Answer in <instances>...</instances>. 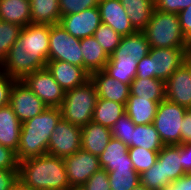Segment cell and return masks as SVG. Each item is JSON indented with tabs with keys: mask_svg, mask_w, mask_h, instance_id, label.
<instances>
[{
	"mask_svg": "<svg viewBox=\"0 0 191 190\" xmlns=\"http://www.w3.org/2000/svg\"><path fill=\"white\" fill-rule=\"evenodd\" d=\"M18 178L32 190H72L64 159L49 154L19 162Z\"/></svg>",
	"mask_w": 191,
	"mask_h": 190,
	"instance_id": "1",
	"label": "cell"
},
{
	"mask_svg": "<svg viewBox=\"0 0 191 190\" xmlns=\"http://www.w3.org/2000/svg\"><path fill=\"white\" fill-rule=\"evenodd\" d=\"M58 107H47L41 114L22 123L16 151L19 162L47 154L52 131L61 119Z\"/></svg>",
	"mask_w": 191,
	"mask_h": 190,
	"instance_id": "2",
	"label": "cell"
},
{
	"mask_svg": "<svg viewBox=\"0 0 191 190\" xmlns=\"http://www.w3.org/2000/svg\"><path fill=\"white\" fill-rule=\"evenodd\" d=\"M149 51L150 45L143 32L123 36L103 71L115 80L130 85L136 77L138 61Z\"/></svg>",
	"mask_w": 191,
	"mask_h": 190,
	"instance_id": "3",
	"label": "cell"
},
{
	"mask_svg": "<svg viewBox=\"0 0 191 190\" xmlns=\"http://www.w3.org/2000/svg\"><path fill=\"white\" fill-rule=\"evenodd\" d=\"M97 98L95 85L90 78L83 84L65 91L64 100L59 107L62 119L84 127L92 121Z\"/></svg>",
	"mask_w": 191,
	"mask_h": 190,
	"instance_id": "4",
	"label": "cell"
},
{
	"mask_svg": "<svg viewBox=\"0 0 191 190\" xmlns=\"http://www.w3.org/2000/svg\"><path fill=\"white\" fill-rule=\"evenodd\" d=\"M150 48L185 49L186 38L182 33L179 16L154 9L147 27L142 31Z\"/></svg>",
	"mask_w": 191,
	"mask_h": 190,
	"instance_id": "5",
	"label": "cell"
},
{
	"mask_svg": "<svg viewBox=\"0 0 191 190\" xmlns=\"http://www.w3.org/2000/svg\"><path fill=\"white\" fill-rule=\"evenodd\" d=\"M185 49L150 48L149 54L138 61L136 76L166 81L185 62Z\"/></svg>",
	"mask_w": 191,
	"mask_h": 190,
	"instance_id": "6",
	"label": "cell"
},
{
	"mask_svg": "<svg viewBox=\"0 0 191 190\" xmlns=\"http://www.w3.org/2000/svg\"><path fill=\"white\" fill-rule=\"evenodd\" d=\"M187 109L164 99L158 104L153 125L164 145L181 144L182 120Z\"/></svg>",
	"mask_w": 191,
	"mask_h": 190,
	"instance_id": "7",
	"label": "cell"
},
{
	"mask_svg": "<svg viewBox=\"0 0 191 190\" xmlns=\"http://www.w3.org/2000/svg\"><path fill=\"white\" fill-rule=\"evenodd\" d=\"M53 60L83 67L80 38L70 35L60 24L50 25L49 61Z\"/></svg>",
	"mask_w": 191,
	"mask_h": 190,
	"instance_id": "8",
	"label": "cell"
},
{
	"mask_svg": "<svg viewBox=\"0 0 191 190\" xmlns=\"http://www.w3.org/2000/svg\"><path fill=\"white\" fill-rule=\"evenodd\" d=\"M82 128L60 119L52 131L47 154L59 158L71 156L81 149Z\"/></svg>",
	"mask_w": 191,
	"mask_h": 190,
	"instance_id": "9",
	"label": "cell"
},
{
	"mask_svg": "<svg viewBox=\"0 0 191 190\" xmlns=\"http://www.w3.org/2000/svg\"><path fill=\"white\" fill-rule=\"evenodd\" d=\"M22 81L48 107H60L65 91L45 67L25 76Z\"/></svg>",
	"mask_w": 191,
	"mask_h": 190,
	"instance_id": "10",
	"label": "cell"
},
{
	"mask_svg": "<svg viewBox=\"0 0 191 190\" xmlns=\"http://www.w3.org/2000/svg\"><path fill=\"white\" fill-rule=\"evenodd\" d=\"M9 106L21 123L41 114L48 107L22 80L14 82Z\"/></svg>",
	"mask_w": 191,
	"mask_h": 190,
	"instance_id": "11",
	"label": "cell"
},
{
	"mask_svg": "<svg viewBox=\"0 0 191 190\" xmlns=\"http://www.w3.org/2000/svg\"><path fill=\"white\" fill-rule=\"evenodd\" d=\"M68 182L72 190H78L101 167L98 156L80 149L64 158Z\"/></svg>",
	"mask_w": 191,
	"mask_h": 190,
	"instance_id": "12",
	"label": "cell"
},
{
	"mask_svg": "<svg viewBox=\"0 0 191 190\" xmlns=\"http://www.w3.org/2000/svg\"><path fill=\"white\" fill-rule=\"evenodd\" d=\"M50 25L33 24L22 28L17 42L9 51L37 52L47 62L49 61Z\"/></svg>",
	"mask_w": 191,
	"mask_h": 190,
	"instance_id": "13",
	"label": "cell"
},
{
	"mask_svg": "<svg viewBox=\"0 0 191 190\" xmlns=\"http://www.w3.org/2000/svg\"><path fill=\"white\" fill-rule=\"evenodd\" d=\"M46 63L37 52L9 51L2 62V71L7 76L22 80L28 74L45 68Z\"/></svg>",
	"mask_w": 191,
	"mask_h": 190,
	"instance_id": "14",
	"label": "cell"
},
{
	"mask_svg": "<svg viewBox=\"0 0 191 190\" xmlns=\"http://www.w3.org/2000/svg\"><path fill=\"white\" fill-rule=\"evenodd\" d=\"M101 23L98 7L62 16L59 22L70 35L80 39L93 36Z\"/></svg>",
	"mask_w": 191,
	"mask_h": 190,
	"instance_id": "15",
	"label": "cell"
},
{
	"mask_svg": "<svg viewBox=\"0 0 191 190\" xmlns=\"http://www.w3.org/2000/svg\"><path fill=\"white\" fill-rule=\"evenodd\" d=\"M165 99L191 109V71L184 63L165 81Z\"/></svg>",
	"mask_w": 191,
	"mask_h": 190,
	"instance_id": "16",
	"label": "cell"
},
{
	"mask_svg": "<svg viewBox=\"0 0 191 190\" xmlns=\"http://www.w3.org/2000/svg\"><path fill=\"white\" fill-rule=\"evenodd\" d=\"M46 68L64 91L71 90L90 78V74L83 67L65 61H48Z\"/></svg>",
	"mask_w": 191,
	"mask_h": 190,
	"instance_id": "17",
	"label": "cell"
},
{
	"mask_svg": "<svg viewBox=\"0 0 191 190\" xmlns=\"http://www.w3.org/2000/svg\"><path fill=\"white\" fill-rule=\"evenodd\" d=\"M97 7L102 23L111 26L122 37L136 32L120 0H104Z\"/></svg>",
	"mask_w": 191,
	"mask_h": 190,
	"instance_id": "18",
	"label": "cell"
},
{
	"mask_svg": "<svg viewBox=\"0 0 191 190\" xmlns=\"http://www.w3.org/2000/svg\"><path fill=\"white\" fill-rule=\"evenodd\" d=\"M98 98L126 105L130 95V85L124 84L107 75L103 70L90 74Z\"/></svg>",
	"mask_w": 191,
	"mask_h": 190,
	"instance_id": "19",
	"label": "cell"
},
{
	"mask_svg": "<svg viewBox=\"0 0 191 190\" xmlns=\"http://www.w3.org/2000/svg\"><path fill=\"white\" fill-rule=\"evenodd\" d=\"M98 159L100 167L107 172H112L115 169L133 168V163L128 155V146L113 137Z\"/></svg>",
	"mask_w": 191,
	"mask_h": 190,
	"instance_id": "20",
	"label": "cell"
},
{
	"mask_svg": "<svg viewBox=\"0 0 191 190\" xmlns=\"http://www.w3.org/2000/svg\"><path fill=\"white\" fill-rule=\"evenodd\" d=\"M111 138L112 132L110 128L91 121L82 127L81 148L95 156H99Z\"/></svg>",
	"mask_w": 191,
	"mask_h": 190,
	"instance_id": "21",
	"label": "cell"
},
{
	"mask_svg": "<svg viewBox=\"0 0 191 190\" xmlns=\"http://www.w3.org/2000/svg\"><path fill=\"white\" fill-rule=\"evenodd\" d=\"M21 128L22 123L9 105L0 108L1 145L16 152L20 142Z\"/></svg>",
	"mask_w": 191,
	"mask_h": 190,
	"instance_id": "22",
	"label": "cell"
},
{
	"mask_svg": "<svg viewBox=\"0 0 191 190\" xmlns=\"http://www.w3.org/2000/svg\"><path fill=\"white\" fill-rule=\"evenodd\" d=\"M157 160L162 163L163 178L171 183L186 172L182 168V145H164L158 152Z\"/></svg>",
	"mask_w": 191,
	"mask_h": 190,
	"instance_id": "23",
	"label": "cell"
},
{
	"mask_svg": "<svg viewBox=\"0 0 191 190\" xmlns=\"http://www.w3.org/2000/svg\"><path fill=\"white\" fill-rule=\"evenodd\" d=\"M83 54V68L89 73L101 71L109 61V56L93 36L80 39Z\"/></svg>",
	"mask_w": 191,
	"mask_h": 190,
	"instance_id": "24",
	"label": "cell"
},
{
	"mask_svg": "<svg viewBox=\"0 0 191 190\" xmlns=\"http://www.w3.org/2000/svg\"><path fill=\"white\" fill-rule=\"evenodd\" d=\"M159 103L130 94L125 105V113L135 125L153 124Z\"/></svg>",
	"mask_w": 191,
	"mask_h": 190,
	"instance_id": "25",
	"label": "cell"
},
{
	"mask_svg": "<svg viewBox=\"0 0 191 190\" xmlns=\"http://www.w3.org/2000/svg\"><path fill=\"white\" fill-rule=\"evenodd\" d=\"M135 31L142 32L155 9L154 0H120Z\"/></svg>",
	"mask_w": 191,
	"mask_h": 190,
	"instance_id": "26",
	"label": "cell"
},
{
	"mask_svg": "<svg viewBox=\"0 0 191 190\" xmlns=\"http://www.w3.org/2000/svg\"><path fill=\"white\" fill-rule=\"evenodd\" d=\"M30 0H0V20L25 27L31 23Z\"/></svg>",
	"mask_w": 191,
	"mask_h": 190,
	"instance_id": "27",
	"label": "cell"
},
{
	"mask_svg": "<svg viewBox=\"0 0 191 190\" xmlns=\"http://www.w3.org/2000/svg\"><path fill=\"white\" fill-rule=\"evenodd\" d=\"M130 94L150 101L161 102L165 99V81L159 78L135 77L130 84Z\"/></svg>",
	"mask_w": 191,
	"mask_h": 190,
	"instance_id": "28",
	"label": "cell"
},
{
	"mask_svg": "<svg viewBox=\"0 0 191 190\" xmlns=\"http://www.w3.org/2000/svg\"><path fill=\"white\" fill-rule=\"evenodd\" d=\"M31 23L59 24L61 14L59 0H30Z\"/></svg>",
	"mask_w": 191,
	"mask_h": 190,
	"instance_id": "29",
	"label": "cell"
},
{
	"mask_svg": "<svg viewBox=\"0 0 191 190\" xmlns=\"http://www.w3.org/2000/svg\"><path fill=\"white\" fill-rule=\"evenodd\" d=\"M124 113V104L113 102L107 99L97 98L92 121L111 129Z\"/></svg>",
	"mask_w": 191,
	"mask_h": 190,
	"instance_id": "30",
	"label": "cell"
},
{
	"mask_svg": "<svg viewBox=\"0 0 191 190\" xmlns=\"http://www.w3.org/2000/svg\"><path fill=\"white\" fill-rule=\"evenodd\" d=\"M164 146L153 124L135 125L131 134V147H143L150 151H160Z\"/></svg>",
	"mask_w": 191,
	"mask_h": 190,
	"instance_id": "31",
	"label": "cell"
},
{
	"mask_svg": "<svg viewBox=\"0 0 191 190\" xmlns=\"http://www.w3.org/2000/svg\"><path fill=\"white\" fill-rule=\"evenodd\" d=\"M107 173L110 190H132L140 182V175L134 168L115 169Z\"/></svg>",
	"mask_w": 191,
	"mask_h": 190,
	"instance_id": "32",
	"label": "cell"
},
{
	"mask_svg": "<svg viewBox=\"0 0 191 190\" xmlns=\"http://www.w3.org/2000/svg\"><path fill=\"white\" fill-rule=\"evenodd\" d=\"M23 27L0 20V62L2 63L10 50L17 42Z\"/></svg>",
	"mask_w": 191,
	"mask_h": 190,
	"instance_id": "33",
	"label": "cell"
},
{
	"mask_svg": "<svg viewBox=\"0 0 191 190\" xmlns=\"http://www.w3.org/2000/svg\"><path fill=\"white\" fill-rule=\"evenodd\" d=\"M158 152L143 147H128V155L133 163V168L139 175L155 164Z\"/></svg>",
	"mask_w": 191,
	"mask_h": 190,
	"instance_id": "34",
	"label": "cell"
},
{
	"mask_svg": "<svg viewBox=\"0 0 191 190\" xmlns=\"http://www.w3.org/2000/svg\"><path fill=\"white\" fill-rule=\"evenodd\" d=\"M93 37L102 46L108 56H111L116 47L120 44L122 36L111 26L101 23L94 32Z\"/></svg>",
	"mask_w": 191,
	"mask_h": 190,
	"instance_id": "35",
	"label": "cell"
},
{
	"mask_svg": "<svg viewBox=\"0 0 191 190\" xmlns=\"http://www.w3.org/2000/svg\"><path fill=\"white\" fill-rule=\"evenodd\" d=\"M140 182L149 190H160L171 182L163 178L162 163L158 160L148 170L140 174Z\"/></svg>",
	"mask_w": 191,
	"mask_h": 190,
	"instance_id": "36",
	"label": "cell"
},
{
	"mask_svg": "<svg viewBox=\"0 0 191 190\" xmlns=\"http://www.w3.org/2000/svg\"><path fill=\"white\" fill-rule=\"evenodd\" d=\"M132 129H135V124L130 117L124 113L111 128L112 137L121 140L128 147H131Z\"/></svg>",
	"mask_w": 191,
	"mask_h": 190,
	"instance_id": "37",
	"label": "cell"
},
{
	"mask_svg": "<svg viewBox=\"0 0 191 190\" xmlns=\"http://www.w3.org/2000/svg\"><path fill=\"white\" fill-rule=\"evenodd\" d=\"M61 17L73 13H79L83 10L97 7L96 0H59Z\"/></svg>",
	"mask_w": 191,
	"mask_h": 190,
	"instance_id": "38",
	"label": "cell"
},
{
	"mask_svg": "<svg viewBox=\"0 0 191 190\" xmlns=\"http://www.w3.org/2000/svg\"><path fill=\"white\" fill-rule=\"evenodd\" d=\"M78 190H110L107 171L100 168Z\"/></svg>",
	"mask_w": 191,
	"mask_h": 190,
	"instance_id": "39",
	"label": "cell"
},
{
	"mask_svg": "<svg viewBox=\"0 0 191 190\" xmlns=\"http://www.w3.org/2000/svg\"><path fill=\"white\" fill-rule=\"evenodd\" d=\"M154 3L159 11L178 14L191 4V0H154Z\"/></svg>",
	"mask_w": 191,
	"mask_h": 190,
	"instance_id": "40",
	"label": "cell"
},
{
	"mask_svg": "<svg viewBox=\"0 0 191 190\" xmlns=\"http://www.w3.org/2000/svg\"><path fill=\"white\" fill-rule=\"evenodd\" d=\"M18 166L16 152L0 144V169L18 170Z\"/></svg>",
	"mask_w": 191,
	"mask_h": 190,
	"instance_id": "41",
	"label": "cell"
},
{
	"mask_svg": "<svg viewBox=\"0 0 191 190\" xmlns=\"http://www.w3.org/2000/svg\"><path fill=\"white\" fill-rule=\"evenodd\" d=\"M16 79L2 74L0 76V108L9 105L11 89Z\"/></svg>",
	"mask_w": 191,
	"mask_h": 190,
	"instance_id": "42",
	"label": "cell"
},
{
	"mask_svg": "<svg viewBox=\"0 0 191 190\" xmlns=\"http://www.w3.org/2000/svg\"><path fill=\"white\" fill-rule=\"evenodd\" d=\"M18 178V170L0 169V190H10Z\"/></svg>",
	"mask_w": 191,
	"mask_h": 190,
	"instance_id": "43",
	"label": "cell"
},
{
	"mask_svg": "<svg viewBox=\"0 0 191 190\" xmlns=\"http://www.w3.org/2000/svg\"><path fill=\"white\" fill-rule=\"evenodd\" d=\"M182 33L185 38L191 33V4L178 13Z\"/></svg>",
	"mask_w": 191,
	"mask_h": 190,
	"instance_id": "44",
	"label": "cell"
},
{
	"mask_svg": "<svg viewBox=\"0 0 191 190\" xmlns=\"http://www.w3.org/2000/svg\"><path fill=\"white\" fill-rule=\"evenodd\" d=\"M181 144L191 143V109H187L182 120Z\"/></svg>",
	"mask_w": 191,
	"mask_h": 190,
	"instance_id": "45",
	"label": "cell"
},
{
	"mask_svg": "<svg viewBox=\"0 0 191 190\" xmlns=\"http://www.w3.org/2000/svg\"><path fill=\"white\" fill-rule=\"evenodd\" d=\"M182 145V168L186 173H191V143Z\"/></svg>",
	"mask_w": 191,
	"mask_h": 190,
	"instance_id": "46",
	"label": "cell"
},
{
	"mask_svg": "<svg viewBox=\"0 0 191 190\" xmlns=\"http://www.w3.org/2000/svg\"><path fill=\"white\" fill-rule=\"evenodd\" d=\"M181 185V190H191V173H186L176 180Z\"/></svg>",
	"mask_w": 191,
	"mask_h": 190,
	"instance_id": "47",
	"label": "cell"
},
{
	"mask_svg": "<svg viewBox=\"0 0 191 190\" xmlns=\"http://www.w3.org/2000/svg\"><path fill=\"white\" fill-rule=\"evenodd\" d=\"M160 190H181V185L177 181H173L170 185H167Z\"/></svg>",
	"mask_w": 191,
	"mask_h": 190,
	"instance_id": "48",
	"label": "cell"
},
{
	"mask_svg": "<svg viewBox=\"0 0 191 190\" xmlns=\"http://www.w3.org/2000/svg\"><path fill=\"white\" fill-rule=\"evenodd\" d=\"M10 190H24V183L17 178L16 181L12 184Z\"/></svg>",
	"mask_w": 191,
	"mask_h": 190,
	"instance_id": "49",
	"label": "cell"
},
{
	"mask_svg": "<svg viewBox=\"0 0 191 190\" xmlns=\"http://www.w3.org/2000/svg\"><path fill=\"white\" fill-rule=\"evenodd\" d=\"M186 53L191 52V33L186 37Z\"/></svg>",
	"mask_w": 191,
	"mask_h": 190,
	"instance_id": "50",
	"label": "cell"
},
{
	"mask_svg": "<svg viewBox=\"0 0 191 190\" xmlns=\"http://www.w3.org/2000/svg\"><path fill=\"white\" fill-rule=\"evenodd\" d=\"M184 63L189 67V69L191 71V52L186 53Z\"/></svg>",
	"mask_w": 191,
	"mask_h": 190,
	"instance_id": "51",
	"label": "cell"
},
{
	"mask_svg": "<svg viewBox=\"0 0 191 190\" xmlns=\"http://www.w3.org/2000/svg\"><path fill=\"white\" fill-rule=\"evenodd\" d=\"M132 190H149L148 188H146L141 182H139V184L134 187Z\"/></svg>",
	"mask_w": 191,
	"mask_h": 190,
	"instance_id": "52",
	"label": "cell"
},
{
	"mask_svg": "<svg viewBox=\"0 0 191 190\" xmlns=\"http://www.w3.org/2000/svg\"><path fill=\"white\" fill-rule=\"evenodd\" d=\"M24 190H32V189L29 188V187L24 183Z\"/></svg>",
	"mask_w": 191,
	"mask_h": 190,
	"instance_id": "53",
	"label": "cell"
},
{
	"mask_svg": "<svg viewBox=\"0 0 191 190\" xmlns=\"http://www.w3.org/2000/svg\"><path fill=\"white\" fill-rule=\"evenodd\" d=\"M3 74V71H2V63L0 62V76Z\"/></svg>",
	"mask_w": 191,
	"mask_h": 190,
	"instance_id": "54",
	"label": "cell"
}]
</instances>
